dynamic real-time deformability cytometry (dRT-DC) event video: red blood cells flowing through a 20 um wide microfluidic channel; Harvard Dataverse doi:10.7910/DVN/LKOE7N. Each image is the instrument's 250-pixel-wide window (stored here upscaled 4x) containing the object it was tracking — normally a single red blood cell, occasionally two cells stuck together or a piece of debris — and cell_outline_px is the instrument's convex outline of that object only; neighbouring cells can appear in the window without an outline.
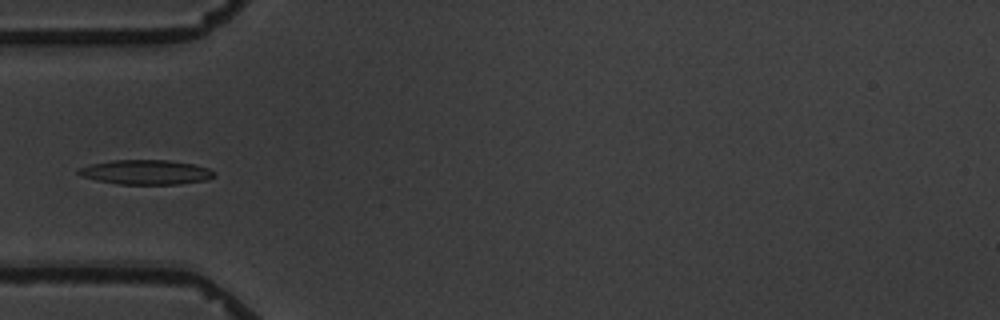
{"species": "common noctule bat (a hibernating species)", "species_latin": "Nyctalus noctula", "temperature_condition": "warm", "stored_images_in_passage": 9, "camera_frame_rate_fps": 3000, "um_per_image_px": 0.085, "animal": {"sex": "male", "body_mass_g": 19.5, "forearm_length_mm": 54.6}, "frame": {"image": 1, "passage_image": 4, "time_ms": 3.333, "image_size_px": [1000, 320], "cell_outline_px": [[216, 176], [208, 180], [180, 184], [120, 184], [96, 180], [84, 176], [76, 172], [80, 168], [88, 164], [112, 160], [168, 160], [192, 164], [208, 168], [216, 172]], "centroid_in_image_um": [12.44, 14.63], "position_along_channel_um": 72.6, "area_um2": 19.48}}
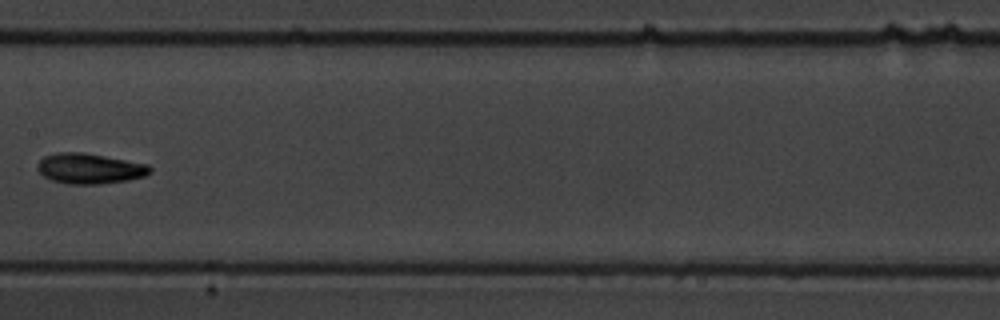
{"frame": {"image": 2, "passage_image": 7, "time_ms": 7.0, "image_size_px": [1000, 320], "cell_outline_px": [[152, 172], [144, 176], [128, 180], [100, 184], [68, 184], [52, 180], [44, 176], [36, 168], [36, 164], [44, 156], [60, 152], [84, 152], [148, 164], [152, 168]], "centroid_in_image_um": [7.62, 14.32], "position_along_channel_um": 199.8, "area_um2": 20.0}}
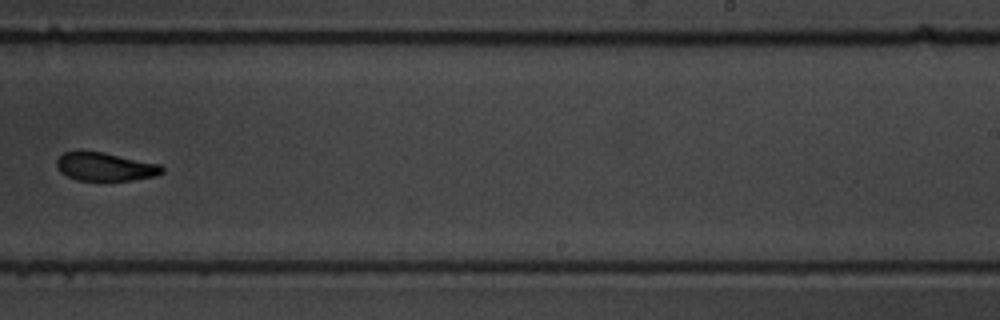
{"frame": {"image": 3, "passage_image": 9, "time_ms": 9.333, "image_size_px": [1000, 320], "cell_outline_px": [[164, 172], [156, 176], [132, 180], [76, 180], [60, 172], [56, 164], [56, 160], [64, 152], [76, 148], [80, 148], [104, 152], [160, 164], [164, 168]], "centroid_in_image_um": [8.9, 14.13], "position_along_channel_um": 280.1, "area_um2": 17.92}}